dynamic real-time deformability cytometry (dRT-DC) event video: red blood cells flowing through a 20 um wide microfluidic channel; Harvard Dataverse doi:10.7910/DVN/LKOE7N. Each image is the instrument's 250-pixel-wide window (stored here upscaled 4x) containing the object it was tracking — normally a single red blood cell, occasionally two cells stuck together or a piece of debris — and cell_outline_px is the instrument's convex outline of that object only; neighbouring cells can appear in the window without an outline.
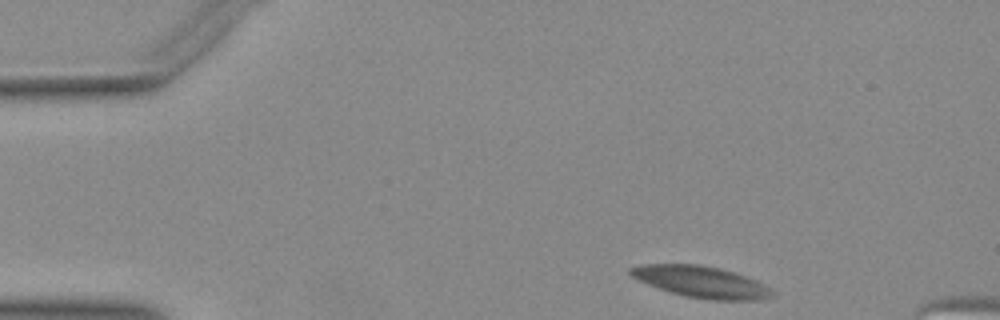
{"species": "Egyptian fruit bat (a non-hibernating species)", "species_latin": "Rousettus aegyptiacus", "temperature_condition": "warm", "stored_images_in_passage": 48, "segment_of_instrument_passage": [1, 2], "camera_frame_rate_fps": 3000, "um_per_image_px": 0.085, "animal": {"sex": "female"}, "frame": {"image": 1, "passage_image": 1, "time_ms": 0.0, "image_size_px": [1000, 320], "cell_outline_px": [[776, 292], [772, 296], [752, 300], [712, 300], [688, 296], [672, 292], [648, 284], [632, 276], [628, 272], [628, 268], [644, 264], [700, 264], [720, 268], [756, 280]], "centroid_in_image_um": [59.6, 23.94], "position_along_channel_um": 25.4, "area_um2": 25.55}}
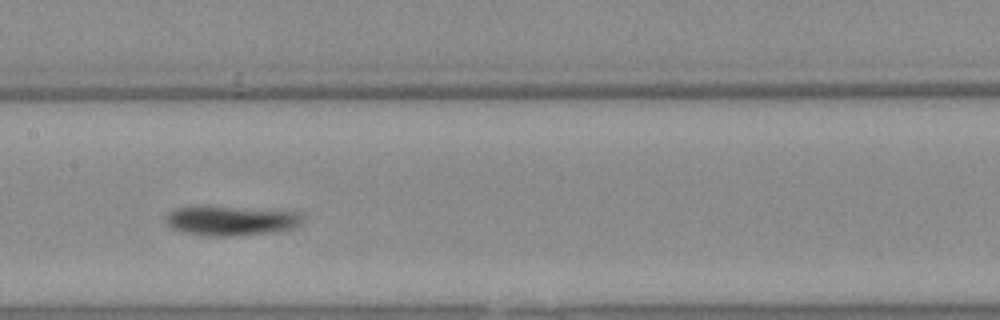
{"frame": {"image": 2, "passage_image": 20, "time_ms": 6.333, "image_size_px": [1000, 320], "cell_outline_px": [[304, 220], [300, 224], [292, 228], [272, 232], [236, 236], [204, 236], [180, 232], [172, 228], [164, 220], [176, 208], [232, 208], [292, 212], [300, 216]], "centroid_in_image_um": [19.6, 18.81], "position_along_channel_um": 187.8, "area_um2": 22.54}}
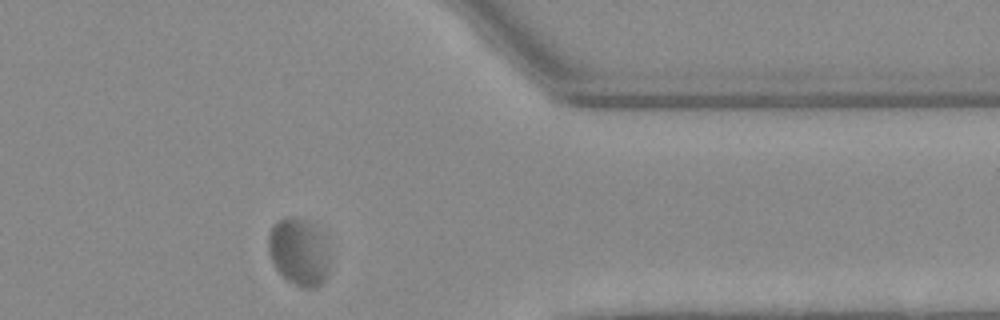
{"frame": {"image": 3, "passage_image": 37, "time_ms": 12.0, "image_size_px": [1000, 320], "cell_outline_px": [[328, 276], [316, 288], [304, 288], [288, 280], [276, 268], [268, 252], [268, 236], [272, 224], [284, 216], [296, 216], [304, 220], [312, 228], [320, 248], [328, 272]], "centroid_in_image_um": [25.23, 21.44], "position_along_channel_um": 386.2, "area_um2": 22.25}}